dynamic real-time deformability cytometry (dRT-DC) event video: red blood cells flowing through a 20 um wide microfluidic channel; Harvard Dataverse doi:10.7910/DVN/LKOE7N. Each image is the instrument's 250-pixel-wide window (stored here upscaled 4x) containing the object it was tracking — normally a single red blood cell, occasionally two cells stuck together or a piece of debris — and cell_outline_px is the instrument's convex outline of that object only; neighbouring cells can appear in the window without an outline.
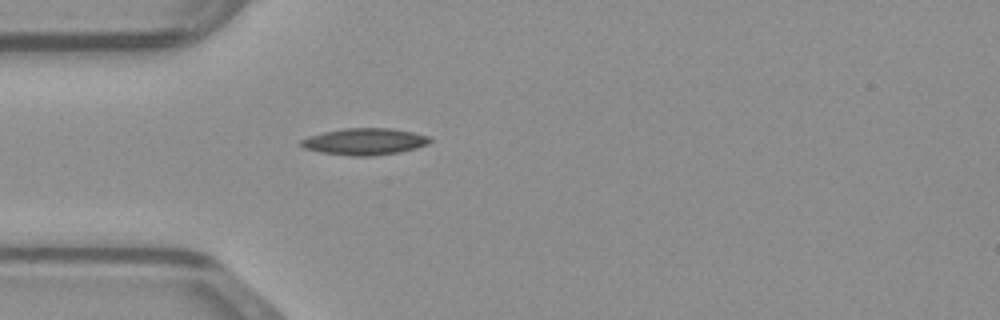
{"species": "common noctule bat (a hibernating species)", "species_latin": "Nyctalus noctula", "temperature_condition": "warm", "stored_images_in_passage": 35, "camera_frame_rate_fps": 3000, "um_per_image_px": 0.085, "animal": {"sex": "male", "body_mass_g": 23.1, "forearm_length_mm": 52.7}, "frame": {"image": 1, "passage_image": 1, "time_ms": 0.0, "image_size_px": [1000, 320], "cell_outline_px": [[432, 140], [428, 144], [416, 148], [400, 152], [372, 156], [352, 156], [320, 152], [304, 148], [300, 144], [300, 140], [308, 136], [324, 132], [344, 128], [392, 128], [412, 132], [428, 136]], "centroid_in_image_um": [30.99, 12.03], "position_along_channel_um": 54.0, "area_um2": 20.06}}
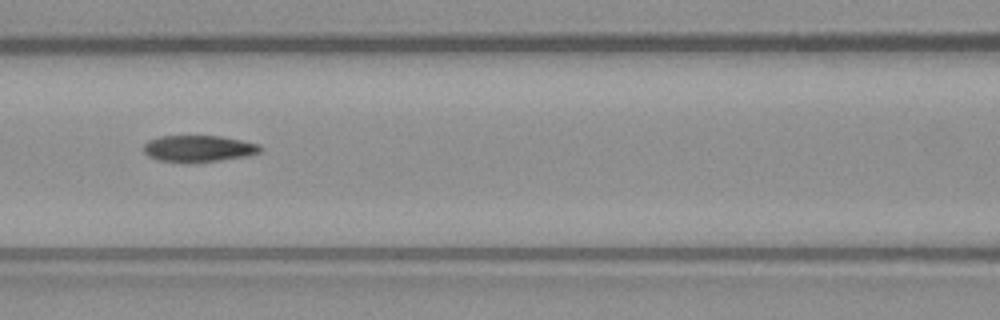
{"frame": {"image": 2, "passage_image": 8, "time_ms": 2.333, "image_size_px": [1000, 320], "cell_outline_px": [[264, 148], [260, 152], [244, 156], [220, 160], [156, 160], [148, 156], [144, 152], [144, 144], [148, 140], [160, 136], [220, 136], [260, 144]], "centroid_in_image_um": [16.89, 12.59], "position_along_channel_um": 149.7, "area_um2": 17.4}}
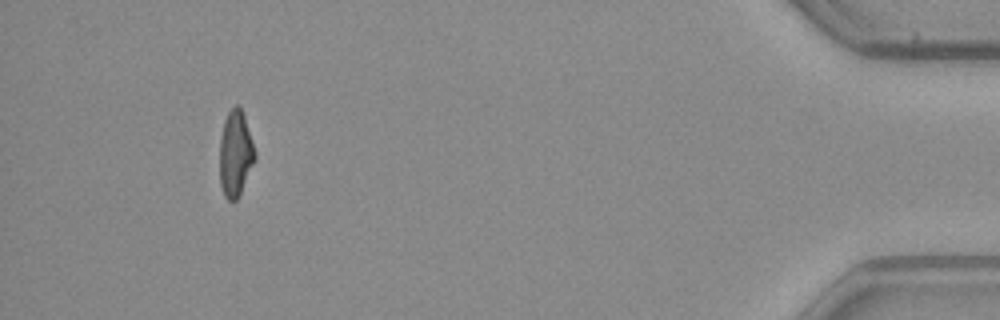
{"frame": {"image": 3, "passage_image": 32, "time_ms": 10.333, "image_size_px": [1000, 320], "cell_outline_px": [[256, 160], [236, 200], [228, 200], [224, 196], [220, 184], [220, 140], [224, 120], [228, 112], [236, 104], [240, 108], [244, 116], [256, 152]], "centroid_in_image_um": [20.01, 13.06], "position_along_channel_um": 415.2, "area_um2": 17.51}}